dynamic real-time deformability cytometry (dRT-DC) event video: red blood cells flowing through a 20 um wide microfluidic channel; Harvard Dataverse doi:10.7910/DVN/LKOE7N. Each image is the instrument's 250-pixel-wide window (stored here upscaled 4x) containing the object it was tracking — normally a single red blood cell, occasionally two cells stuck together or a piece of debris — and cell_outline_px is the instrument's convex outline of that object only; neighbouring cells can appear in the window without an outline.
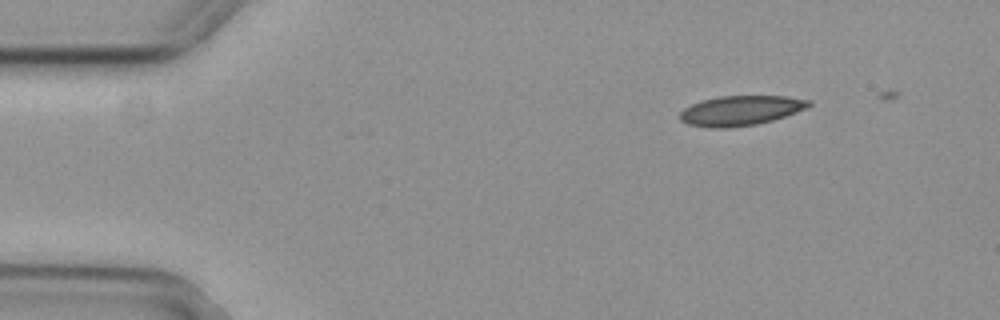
{"species": "common noctule bat (a hibernating species)", "species_latin": "Nyctalus noctula", "temperature_condition": "cold", "stored_images_in_passage": 4, "camera_frame_rate_fps": 3000, "um_per_image_px": 0.085, "animal": {"sex": "female", "body_mass_g": 29.2, "forearm_length_mm": 56.3}, "frame": {"image": 1, "passage_image": 1, "time_ms": 0.0, "image_size_px": [1000, 320], "cell_outline_px": [[812, 104], [808, 108], [772, 120], [756, 124], [728, 128], [712, 128], [688, 124], [680, 120], [680, 112], [684, 108], [700, 100], [720, 96], [788, 96], [812, 100]], "centroid_in_image_um": [62.97, 9.39], "position_along_channel_um": 22.0, "area_um2": 22.48}}
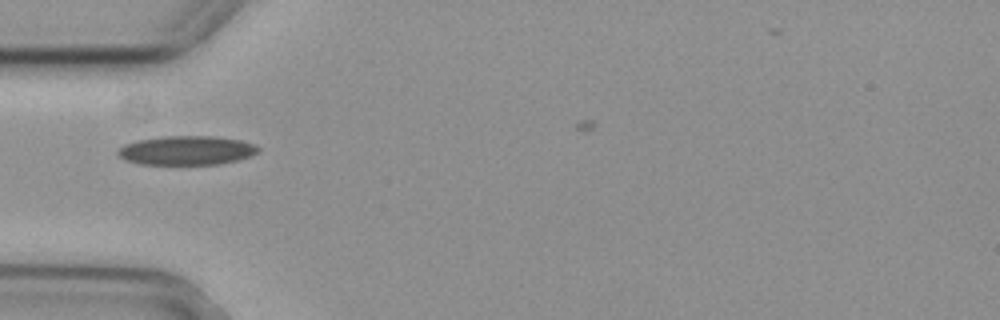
{"frame": {"image": 2, "passage_image": 4, "time_ms": 1.0, "image_size_px": [1000, 320], "cell_outline_px": [[260, 152], [236, 160], [220, 164], [140, 164], [128, 160], [120, 156], [116, 152], [124, 144], [136, 140], [160, 136], [212, 136], [240, 140], [256, 144], [260, 148]], "centroid_in_image_um": [15.87, 12.77], "position_along_channel_um": 69.1, "area_um2": 23.76}}